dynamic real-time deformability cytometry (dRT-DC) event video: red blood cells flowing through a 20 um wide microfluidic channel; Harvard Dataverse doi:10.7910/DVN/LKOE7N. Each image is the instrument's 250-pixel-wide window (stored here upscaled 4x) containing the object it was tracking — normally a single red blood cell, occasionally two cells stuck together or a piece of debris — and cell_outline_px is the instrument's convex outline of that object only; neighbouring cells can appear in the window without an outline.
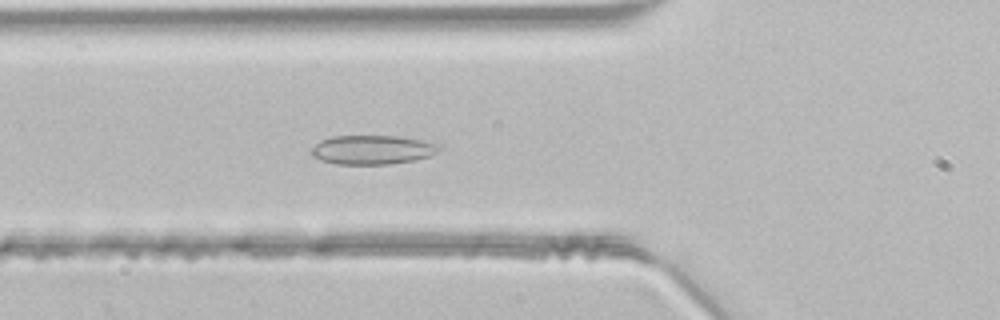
{"species": "common noctule bat (a hibernating species)", "species_latin": "Nyctalus noctula", "temperature_condition": "room temperature", "stored_images_in_passage": 36, "camera_frame_rate_fps": 3000, "um_per_image_px": 0.085, "animal": {"sex": "male", "body_mass_g": 21.5, "forearm_length_mm": 52.0}, "frame": {"image": 1, "passage_image": 5, "time_ms": 1.333, "image_size_px": [1000, 320], "cell_outline_px": [[440, 148], [436, 152], [428, 156], [416, 160], [388, 164], [336, 164], [320, 160], [312, 156], [308, 152], [320, 140], [332, 136], [400, 136], [440, 144]], "centroid_in_image_um": [31.61, 12.73], "position_along_channel_um": 94.2, "area_um2": 21.73}}
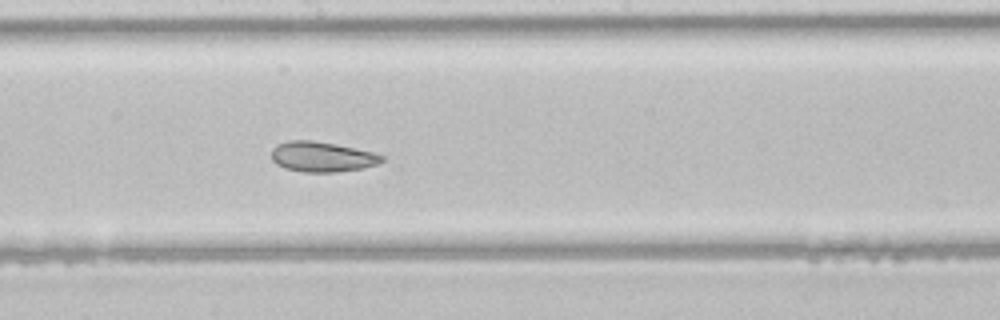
{"frame": {"image": 2, "passage_image": 14, "time_ms": 4.333, "image_size_px": [1000, 320], "cell_outline_px": [[384, 160], [376, 164], [360, 168], [336, 172], [304, 172], [284, 168], [276, 164], [272, 160], [272, 148], [276, 144], [288, 140], [312, 140], [336, 144], [372, 152], [384, 156]], "centroid_in_image_um": [27.32, 13.32], "position_along_channel_um": 220.9, "area_um2": 19.36}}
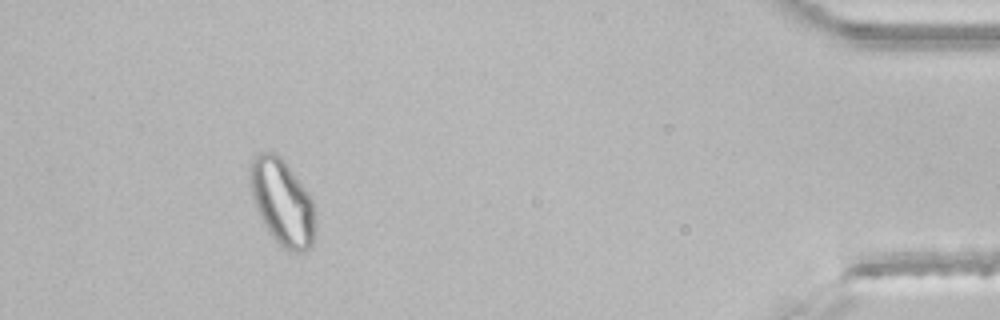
{"frame": {"image": 3, "passage_image": 32, "time_ms": 10.333, "image_size_px": [1000, 320], "cell_outline_px": [[316, 228], [312, 248], [304, 252], [296, 252], [284, 248], [272, 236], [260, 216], [256, 208], [252, 196], [252, 160], [260, 152], [276, 152], [284, 160], [308, 192], [312, 200], [316, 224]], "centroid_in_image_um": [24.05, 17.22], "position_along_channel_um": 411.1, "area_um2": 32.19}}